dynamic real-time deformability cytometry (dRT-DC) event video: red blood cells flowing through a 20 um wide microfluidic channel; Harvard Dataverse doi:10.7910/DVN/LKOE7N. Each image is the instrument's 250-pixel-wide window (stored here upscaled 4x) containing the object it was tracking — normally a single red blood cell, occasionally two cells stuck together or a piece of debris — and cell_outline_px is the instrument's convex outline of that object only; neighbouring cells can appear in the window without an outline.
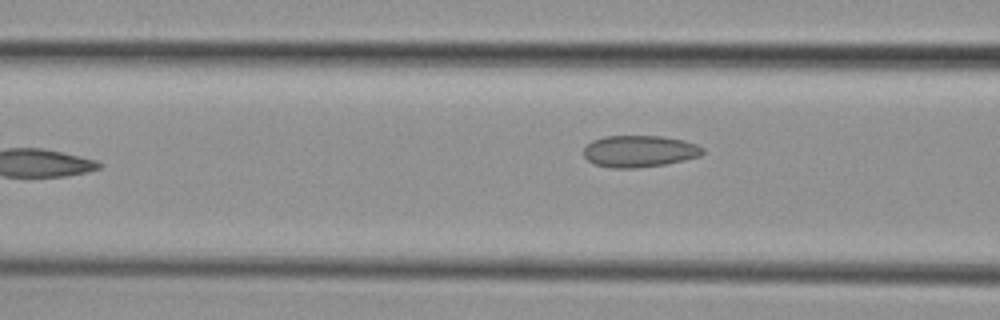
{"species": "common noctule bat (a hibernating species)", "species_latin": "Nyctalus noctula", "temperature_condition": "cold", "stored_images_in_passage": 8, "camera_frame_rate_fps": 3000, "um_per_image_px": 0.085, "animal": {"sex": "female", "body_mass_g": 29.2, "forearm_length_mm": 56.3}, "frame": {"image": 1, "passage_image": 7, "time_ms": 7.667, "image_size_px": [1000, 320], "cell_outline_px": [[704, 152], [700, 156], [684, 160], [664, 164], [636, 168], [612, 168], [592, 164], [584, 156], [584, 148], [592, 140], [604, 136], [664, 136], [684, 140], [696, 144], [704, 148]], "centroid_in_image_um": [54.34, 12.85], "position_along_channel_um": 112.3, "area_um2": 22.14}}